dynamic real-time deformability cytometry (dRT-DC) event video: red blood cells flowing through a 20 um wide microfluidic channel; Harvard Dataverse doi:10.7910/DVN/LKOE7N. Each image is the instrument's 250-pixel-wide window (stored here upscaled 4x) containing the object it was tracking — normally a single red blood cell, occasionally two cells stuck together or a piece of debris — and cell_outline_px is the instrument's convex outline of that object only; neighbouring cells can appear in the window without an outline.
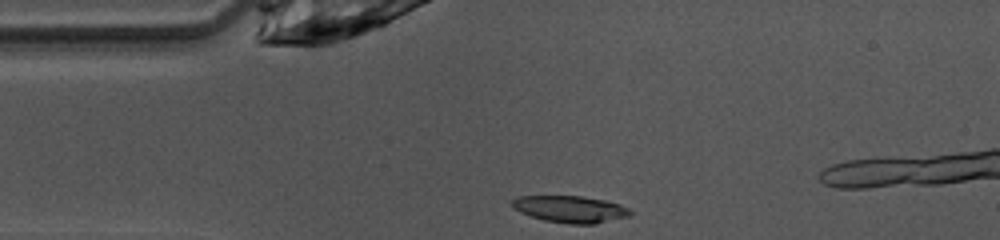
{"species": "common noctule bat (a hibernating species)", "species_latin": "Nyctalus noctula", "temperature_condition": "warm", "stored_images_in_passage": 33, "camera_frame_rate_fps": 3000, "um_per_image_px": 0.085, "animal": {"sex": "female", "body_mass_g": 10.0, "forearm_length_mm": 53.1}, "frame": {"image": 1, "passage_image": 1, "time_ms": 0.0, "image_size_px": [1000, 240], "cell_outline_px": [[632, 212], [628, 216], [596, 224], [568, 224], [544, 220], [520, 212], [512, 208], [512, 200], [516, 196], [580, 196], [604, 200], [620, 204], [628, 208]], "centroid_in_image_um": [48.46, 17.78], "position_along_channel_um": 36.5, "area_um2": 18.44}}
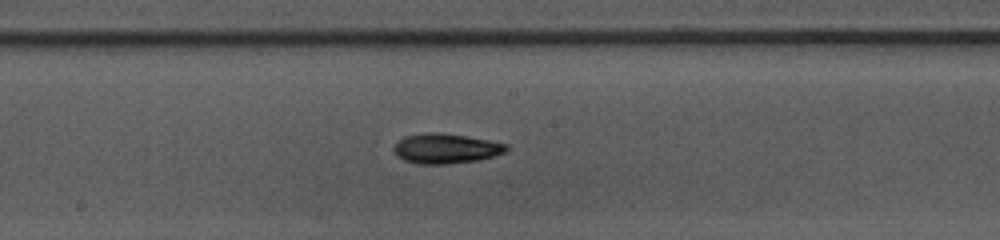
{"frame": {"image": 2, "passage_image": 15, "time_ms": 4.667, "image_size_px": [1000, 240], "cell_outline_px": [[508, 148], [504, 152], [492, 156], [476, 160], [444, 164], [420, 164], [404, 160], [392, 148], [404, 136], [428, 132], [440, 132], [488, 140], [508, 144]], "centroid_in_image_um": [37.89, 12.61], "position_along_channel_um": 210.3, "area_um2": 19.25}}
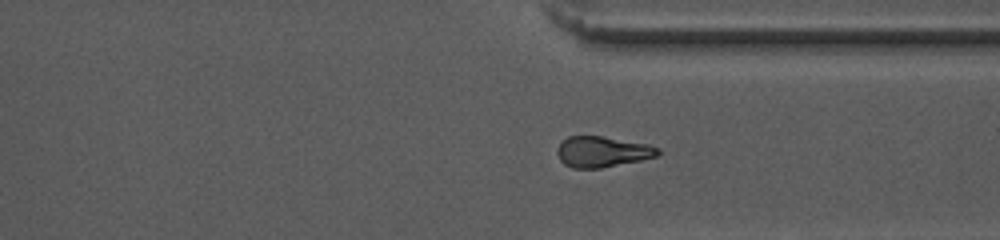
{"frame": {"image": 3, "passage_image": 26, "time_ms": 8.333, "image_size_px": [1000, 240], "cell_outline_px": [[660, 152], [656, 156], [640, 160], [600, 168], [572, 168], [564, 164], [560, 160], [556, 152], [556, 148], [568, 136], [600, 136], [648, 144], [660, 148]], "centroid_in_image_um": [51.17, 12.9], "position_along_channel_um": 360.2, "area_um2": 17.92}, "authors_computed_cell_mechanics": {"area_um2": 18.0914, "velocity_mm_per_s": 4.1067, "shape_relaxation_time_tau1_ms": 3.553, "shape_relaxation_time_tau2_ms": 3.9661, "deformation_change_tau1": 0.1477, "deformation_change_tau2": 0.1112}}